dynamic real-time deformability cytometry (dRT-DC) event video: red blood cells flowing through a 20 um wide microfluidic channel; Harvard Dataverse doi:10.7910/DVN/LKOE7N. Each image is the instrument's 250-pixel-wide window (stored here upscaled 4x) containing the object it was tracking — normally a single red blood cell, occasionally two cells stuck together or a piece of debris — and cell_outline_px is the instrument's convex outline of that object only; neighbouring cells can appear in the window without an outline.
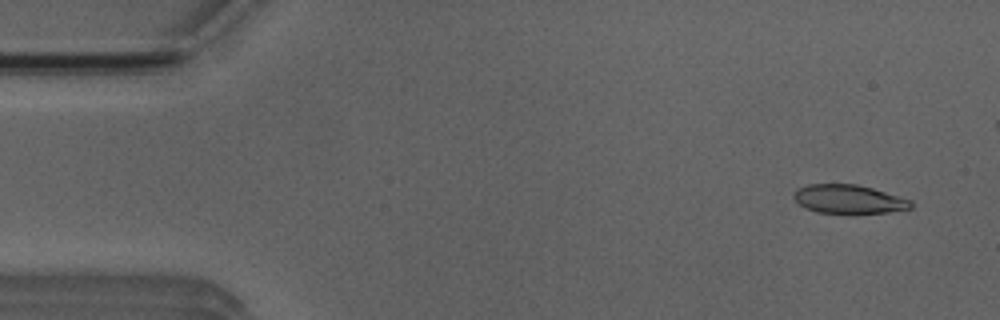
{"species": "Egyptian fruit bat (a non-hibernating species)", "species_latin": "Rousettus aegyptiacus", "temperature_condition": "room temperature", "stored_images_in_passage": 46, "camera_frame_rate_fps": 3000, "um_per_image_px": 0.085, "animal": {"sex": "male"}, "frame": {"image": 1, "passage_image": 3, "time_ms": 0.667, "image_size_px": [1000, 320], "cell_outline_px": [[912, 208], [888, 212], [852, 216], [816, 212], [804, 208], [792, 196], [792, 192], [796, 188], [808, 184], [856, 184], [872, 188], [912, 200]], "centroid_in_image_um": [72.11, 16.97], "position_along_channel_um": 12.9, "area_um2": 20.46}}
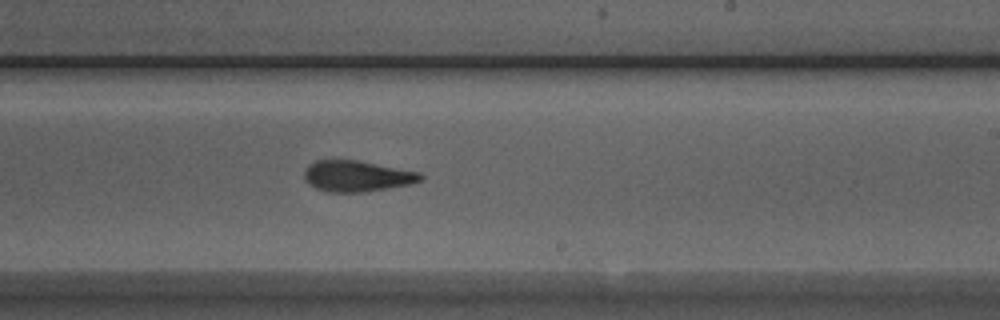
{"frame": {"image": 2, "passage_image": 30, "time_ms": 9.667, "image_size_px": [1000, 320], "cell_outline_px": [[424, 176], [420, 180], [412, 184], [364, 192], [328, 192], [316, 188], [308, 184], [304, 180], [304, 168], [308, 164], [316, 160], [356, 160], [420, 172]], "centroid_in_image_um": [30.3, 14.97], "position_along_channel_um": 258.7, "area_um2": 21.1}}
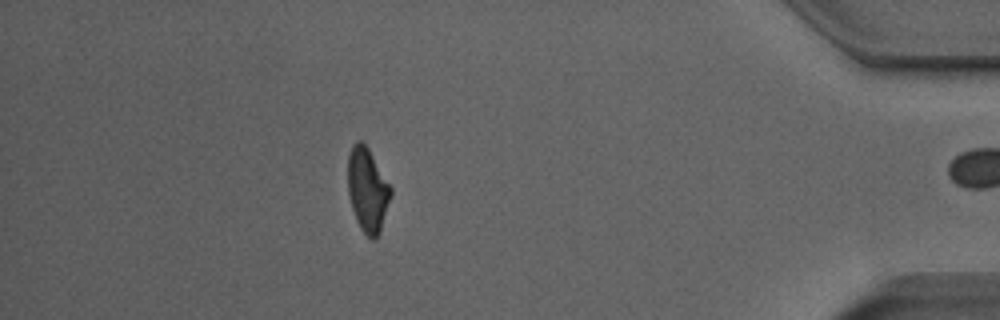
{"frame": {"image": 3, "passage_image": 45, "time_ms": 14.667, "image_size_px": [1000, 320], "cell_outline_px": [[392, 196], [380, 232], [376, 240], [372, 240], [360, 228], [356, 220], [352, 208], [348, 192], [348, 156], [352, 144], [356, 140], [360, 140], [368, 148], [392, 188]], "centroid_in_image_um": [31.25, 16.15], "position_along_channel_um": 404.0, "area_um2": 21.1}, "authors_computed_cell_mechanics": {"area_um2": 21.3282, "velocity_mm_per_s": 3.9483, "shape_relaxation_time_tau1_ms": 5.2159, "shape_relaxation_time_tau2_ms": 2.5541, "deformation_change_tau1": 0.1616, "deformation_change_tau2": 0.1122}}